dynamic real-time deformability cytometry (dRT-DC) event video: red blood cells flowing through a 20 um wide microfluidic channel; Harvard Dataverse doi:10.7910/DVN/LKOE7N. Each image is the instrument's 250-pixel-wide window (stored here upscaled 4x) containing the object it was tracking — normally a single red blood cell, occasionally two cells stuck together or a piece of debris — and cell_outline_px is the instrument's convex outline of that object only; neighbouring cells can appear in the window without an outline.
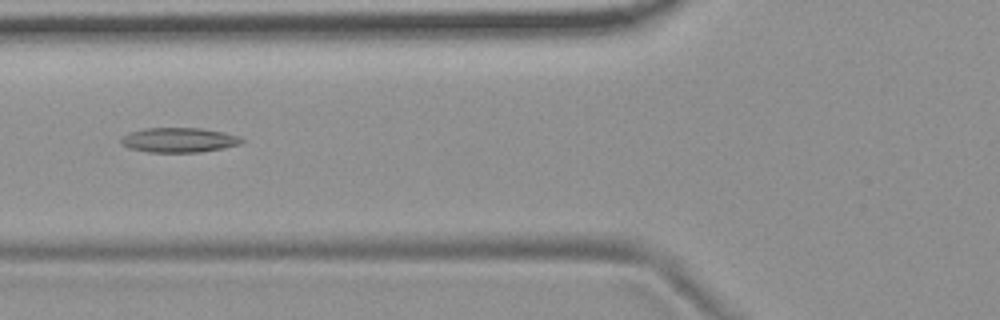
{"species": "common noctule bat (a hibernating species)", "species_latin": "Nyctalus noctula", "temperature_condition": "room temperature", "stored_images_in_passage": 7, "camera_frame_rate_fps": 3000, "um_per_image_px": 0.085, "animal": {"sex": "female", "body_mass_g": 19.9}, "frame": {"image": 1, "passage_image": 6, "time_ms": 5.667, "image_size_px": [1000, 320], "cell_outline_px": [[244, 140], [240, 144], [224, 148], [200, 152], [148, 152], [128, 148], [120, 144], [120, 136], [128, 132], [144, 128], [200, 128], [224, 132], [240, 136]], "centroid_in_image_um": [15.16, 11.9], "position_along_channel_um": 110.6, "area_um2": 17.63}}
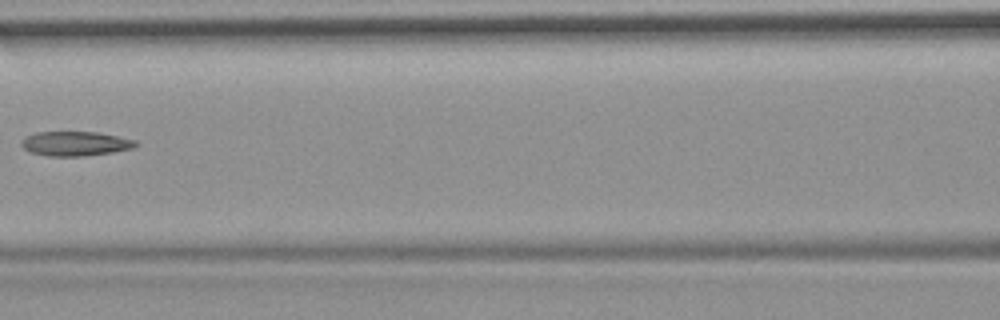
{"frame": {"image": 2, "passage_image": 7, "time_ms": 7.0, "image_size_px": [1000, 320], "cell_outline_px": [[140, 144], [132, 148], [112, 152], [84, 156], [48, 156], [28, 152], [20, 144], [20, 140], [36, 132], [96, 132], [136, 140]], "centroid_in_image_um": [6.38, 12.21], "position_along_channel_um": 160.2, "area_um2": 16.3}}